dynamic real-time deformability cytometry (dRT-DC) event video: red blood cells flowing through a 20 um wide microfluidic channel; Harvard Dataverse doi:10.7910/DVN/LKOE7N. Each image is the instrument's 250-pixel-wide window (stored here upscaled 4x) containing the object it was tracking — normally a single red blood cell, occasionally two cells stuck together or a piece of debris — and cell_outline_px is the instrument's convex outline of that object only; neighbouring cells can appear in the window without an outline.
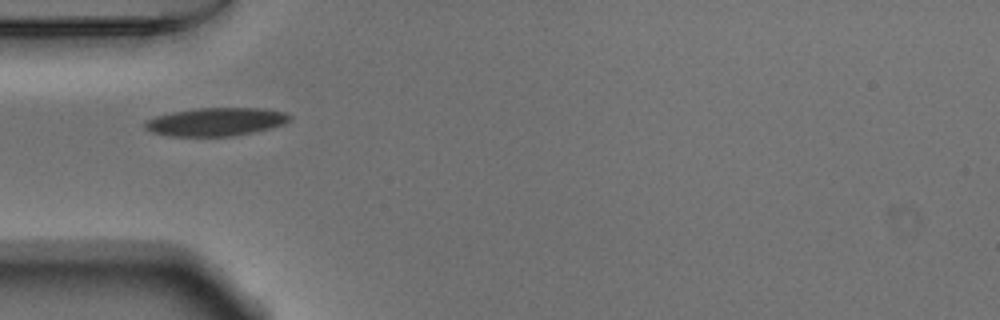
{"species": "Egyptian fruit bat (a non-hibernating species)", "species_latin": "Rousettus aegyptiacus", "temperature_condition": "warm", "stored_images_in_passage": 37, "camera_frame_rate_fps": 3000, "um_per_image_px": 0.085, "animal": {"sex": "male"}, "frame": {"image": 1, "passage_image": 1, "time_ms": 0.0, "image_size_px": [1000, 320], "cell_outline_px": [[292, 116], [284, 124], [252, 132], [232, 136], [172, 136], [152, 132], [144, 128], [144, 124], [148, 120], [156, 116], [172, 112], [196, 108], [264, 108], [284, 112]], "centroid_in_image_um": [18.34, 10.34], "position_along_channel_um": 66.7, "area_um2": 23.58}}
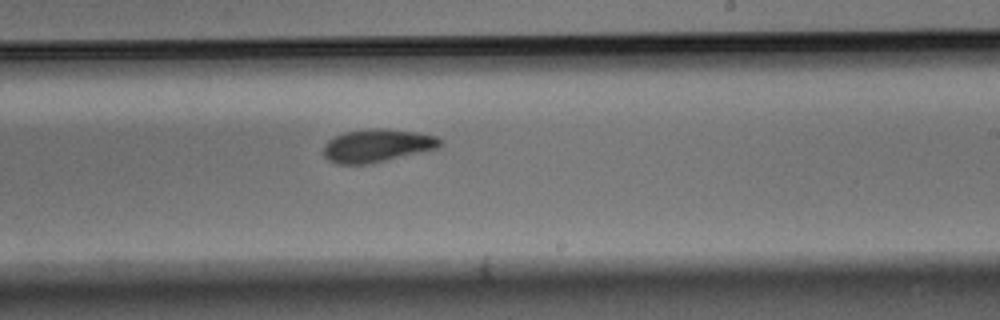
{"frame": {"image": 2, "passage_image": 16, "time_ms": 5.0, "image_size_px": [1000, 320], "cell_outline_px": [[444, 140], [440, 148], [368, 164], [336, 164], [328, 160], [324, 156], [324, 144], [328, 140], [344, 132], [376, 128], [388, 128], [416, 132], [436, 136]], "centroid_in_image_um": [32.09, 12.37], "position_along_channel_um": 256.9, "area_um2": 22.54}}
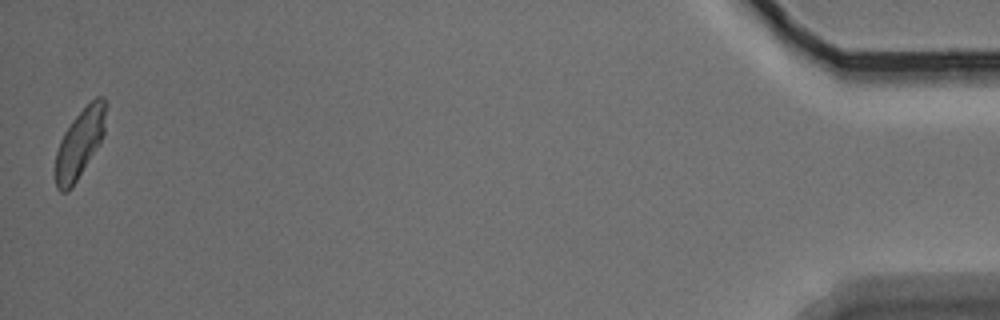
{"frame": {"image": 3, "passage_image": 37, "time_ms": 12.0, "image_size_px": [1000, 320], "cell_outline_px": [[104, 136], [100, 144], [72, 188], [68, 192], [60, 192], [56, 188], [56, 152], [60, 140], [64, 132], [72, 120], [96, 96], [104, 96]], "centroid_in_image_um": [6.76, 12.24], "position_along_channel_um": 428.4, "area_um2": 20.0}, "authors_computed_cell_mechanics": {"area_um2": 22.3108, "velocity_mm_per_s": 3.7968, "shape_relaxation_time_tau1_ms": 4.258, "shape_relaxation_time_tau2_ms": 3.8595, "deformation_change_tau1": 0.132, "deformation_change_tau2": 0.0862}}